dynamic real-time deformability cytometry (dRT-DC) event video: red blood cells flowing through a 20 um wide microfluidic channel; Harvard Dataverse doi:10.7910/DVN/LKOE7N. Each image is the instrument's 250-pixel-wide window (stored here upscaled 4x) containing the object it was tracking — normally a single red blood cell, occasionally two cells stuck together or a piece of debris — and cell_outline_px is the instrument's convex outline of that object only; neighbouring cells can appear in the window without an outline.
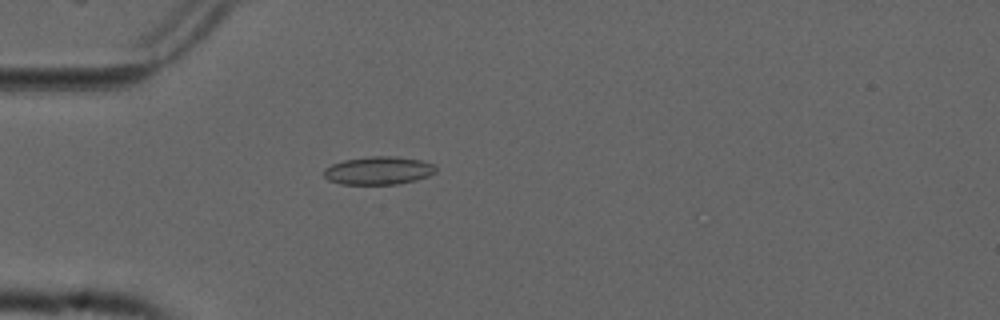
{"species": "common noctule bat (a hibernating species)", "species_latin": "Nyctalus noctula", "temperature_condition": "cold", "stored_images_in_passage": 52, "camera_frame_rate_fps": 3000, "um_per_image_px": 0.085, "animal": {"sex": "male", "forearm_length_mm": 52.5}, "frame": {"image": 1, "passage_image": 16, "time_ms": 5.0, "image_size_px": [1000, 320], "cell_outline_px": [[436, 172], [428, 176], [416, 180], [396, 184], [340, 184], [328, 180], [324, 176], [324, 168], [332, 164], [344, 160], [372, 156], [396, 156], [420, 160], [436, 164]], "centroid_in_image_um": [32.18, 14.49], "position_along_channel_um": 52.8, "area_um2": 18.38}}
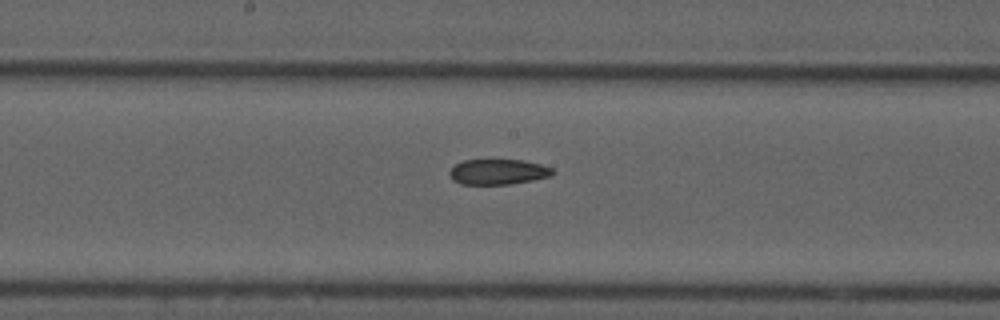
{"frame": {"image": 2, "passage_image": 29, "time_ms": 9.333, "image_size_px": [1000, 320], "cell_outline_px": [[556, 172], [552, 176], [532, 180], [508, 184], [460, 184], [452, 180], [448, 172], [456, 164], [464, 160], [524, 160], [540, 164], [552, 168]], "centroid_in_image_um": [42.35, 14.61], "position_along_channel_um": 205.9, "area_um2": 15.26}}
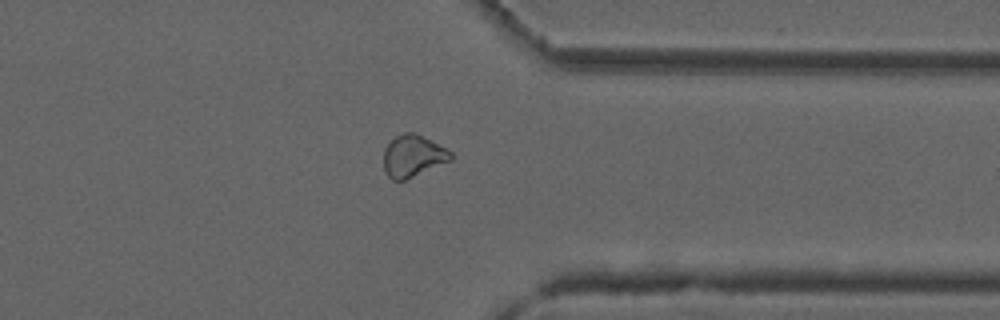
{"frame": {"image": 3, "passage_image": 43, "time_ms": 14.0, "image_size_px": [1000, 320], "cell_outline_px": [[452, 160], [404, 180], [392, 180], [384, 172], [384, 148], [396, 136], [404, 132], [412, 132], [452, 152]], "centroid_in_image_um": [35.07, 13.28], "position_along_channel_um": 376.3, "area_um2": 16.01}, "authors_computed_cell_mechanics": {"area_um2": 17.051, "velocity_mm_per_s": 3.7413, "shape_relaxation_time_tau1_ms": null, "shape_relaxation_time_tau2_ms": 6.6682, "deformation_change_tau1": null, "deformation_change_tau2": 0.1259}}